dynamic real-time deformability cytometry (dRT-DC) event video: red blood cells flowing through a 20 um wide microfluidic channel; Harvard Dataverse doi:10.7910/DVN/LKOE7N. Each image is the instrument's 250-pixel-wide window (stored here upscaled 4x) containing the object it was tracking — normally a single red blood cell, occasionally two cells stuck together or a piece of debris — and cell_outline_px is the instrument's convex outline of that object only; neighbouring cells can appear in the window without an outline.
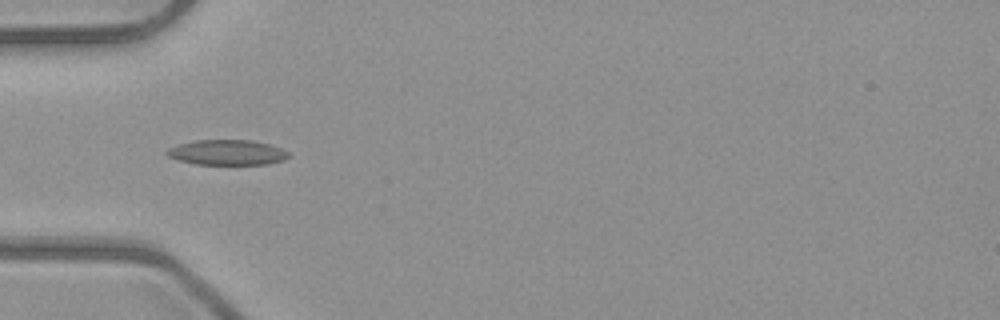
{"species": "common noctule bat (a hibernating species)", "species_latin": "Nyctalus noctula", "temperature_condition": "room temperature", "stored_images_in_passage": 9, "camera_frame_rate_fps": 3000, "um_per_image_px": 0.085, "animal": {"sex": "male", "body_mass_g": 23.1, "forearm_length_mm": 52.7}, "frame": {"image": 1, "passage_image": 3, "time_ms": 0.667, "image_size_px": [1000, 320], "cell_outline_px": [[292, 156], [284, 160], [268, 164], [196, 164], [180, 160], [168, 156], [164, 152], [168, 148], [176, 144], [196, 140], [252, 140], [268, 144], [280, 148], [288, 152]], "centroid_in_image_um": [19.31, 12.95], "position_along_channel_um": 65.7, "area_um2": 17.92}}
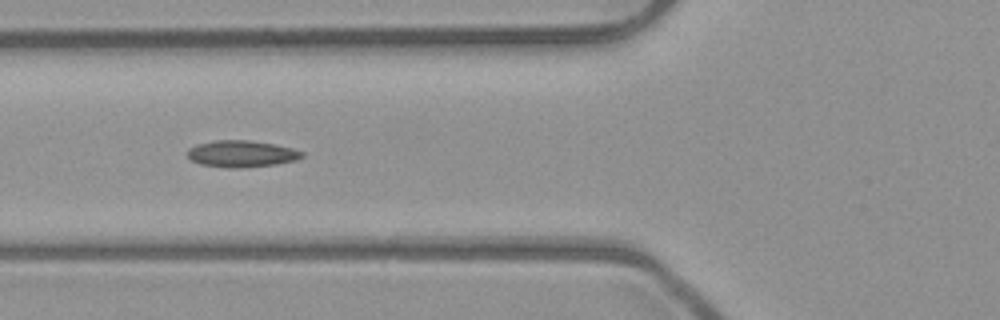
{"frame": {"image": 2, "passage_image": 6, "time_ms": 1.667, "image_size_px": [1000, 320], "cell_outline_px": [[304, 156], [296, 160], [276, 164], [240, 168], [228, 168], [200, 164], [192, 160], [188, 156], [188, 148], [196, 144], [216, 140], [248, 140], [276, 144], [292, 148], [304, 152]], "centroid_in_image_um": [20.54, 13.07], "position_along_channel_um": 105.3, "area_um2": 17.86}}